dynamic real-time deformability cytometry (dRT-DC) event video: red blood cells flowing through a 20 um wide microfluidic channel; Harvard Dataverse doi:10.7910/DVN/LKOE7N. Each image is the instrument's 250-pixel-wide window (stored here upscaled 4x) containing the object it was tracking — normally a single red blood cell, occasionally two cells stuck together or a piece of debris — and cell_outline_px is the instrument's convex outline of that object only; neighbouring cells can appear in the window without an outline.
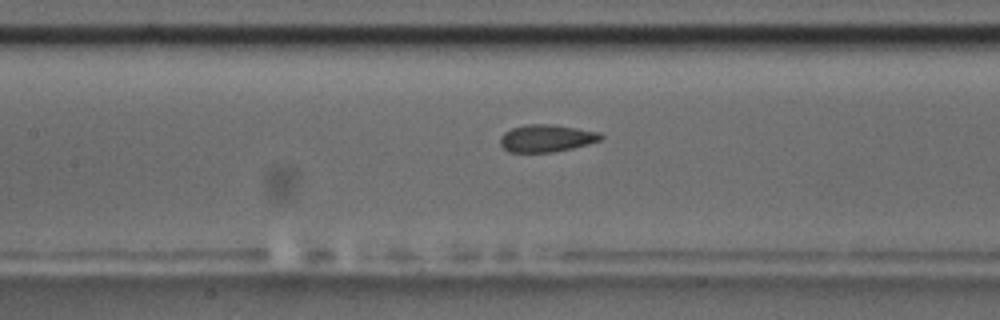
{"species": "common noctule bat (a hibernating species)", "species_latin": "Nyctalus noctula", "temperature_condition": "room temperature", "stored_images_in_passage": 39, "camera_frame_rate_fps": 3000, "um_per_image_px": 0.085, "animal": {"sex": "male", "body_mass_g": 17.5, "forearm_length_mm": 52.3}, "frame": {"image": 1, "passage_image": 17, "time_ms": 5.333, "image_size_px": [1000, 320], "cell_outline_px": [[604, 136], [600, 140], [588, 144], [572, 148], [552, 152], [508, 152], [500, 144], [500, 136], [504, 132], [512, 128], [524, 124], [552, 124], [600, 132]], "centroid_in_image_um": [46.43, 11.74], "position_along_channel_um": 161.0, "area_um2": 16.07}, "authors_computed_cell_mechanics": {"area_um2": 16.0684, "velocity_mm_per_s": 3.6922, "shape_relaxation_time_tau1_ms": null, "shape_relaxation_time_tau2_ms": 1.0625, "deformation_change_tau1": null, "deformation_change_tau2": 0.0766}}